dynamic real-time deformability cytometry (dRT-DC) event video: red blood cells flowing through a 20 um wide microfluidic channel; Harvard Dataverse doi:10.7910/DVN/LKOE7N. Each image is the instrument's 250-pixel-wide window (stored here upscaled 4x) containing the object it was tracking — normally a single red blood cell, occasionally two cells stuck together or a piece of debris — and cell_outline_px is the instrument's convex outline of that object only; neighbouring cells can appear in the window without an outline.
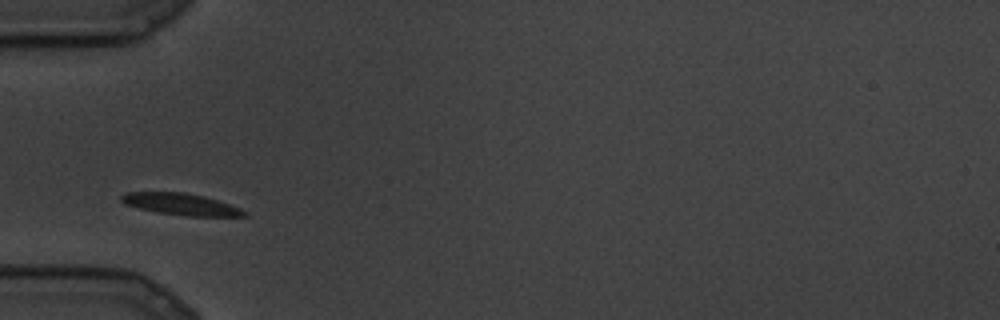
{"species": "common noctule bat (a hibernating species)", "species_latin": "Nyctalus noctula", "temperature_condition": "cold", "stored_images_in_passage": 65, "camera_frame_rate_fps": 3000, "um_per_image_px": 0.085, "animal": {"sex": "male", "body_mass_g": 19.5, "forearm_length_mm": 54.6}, "frame": {"image": 1, "passage_image": 1, "time_ms": 0.0, "image_size_px": [1000, 320], "cell_outline_px": [[248, 216], [188, 216], [156, 212], [124, 204], [120, 200], [120, 196], [124, 192], [184, 192], [204, 196], [240, 208], [248, 212]], "centroid_in_image_um": [15.36, 17.35], "position_along_channel_um": 69.6, "area_um2": 15.49}}
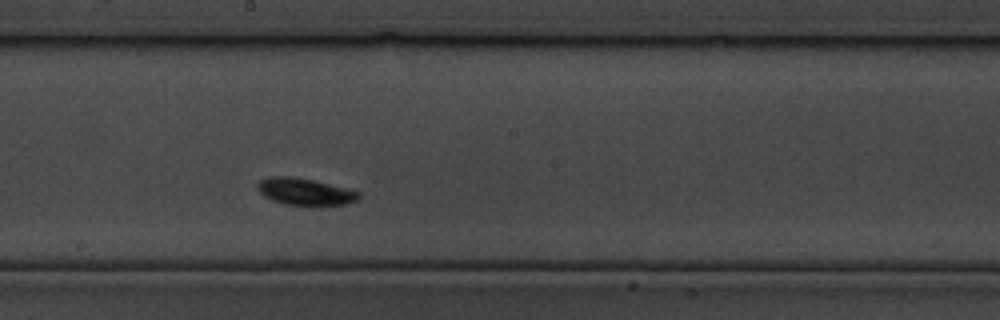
{"frame": {"image": 2, "passage_image": 23, "time_ms": 7.333, "image_size_px": [1000, 320], "cell_outline_px": [[360, 196], [356, 200], [344, 204], [320, 208], [312, 208], [284, 204], [272, 200], [264, 196], [256, 188], [256, 184], [260, 180], [272, 176], [288, 176], [312, 180], [360, 192]], "centroid_in_image_um": [25.91, 16.34], "position_along_channel_um": 222.3, "area_um2": 16.3}}
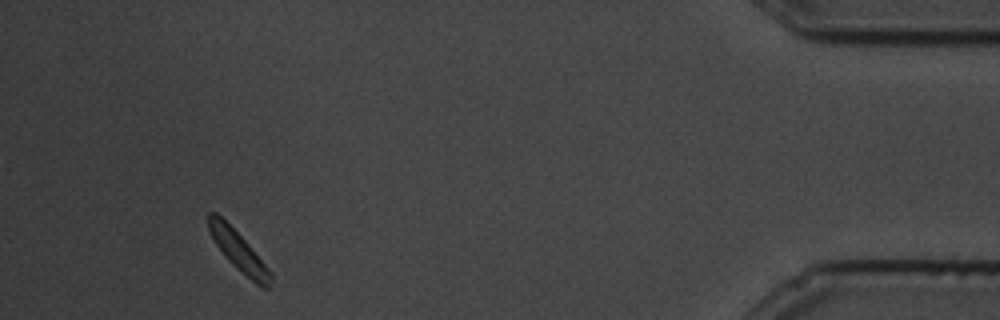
{"frame": {"image": 3, "passage_image": 59, "time_ms": 19.333, "image_size_px": [1000, 320], "cell_outline_px": [[272, 276], [268, 288], [264, 288], [256, 284], [236, 268], [224, 256], [216, 244], [208, 228], [208, 212], [216, 212], [248, 244], [272, 272]], "centroid_in_image_um": [20.27, 21.36], "position_along_channel_um": 414.9, "area_um2": 13.99}}